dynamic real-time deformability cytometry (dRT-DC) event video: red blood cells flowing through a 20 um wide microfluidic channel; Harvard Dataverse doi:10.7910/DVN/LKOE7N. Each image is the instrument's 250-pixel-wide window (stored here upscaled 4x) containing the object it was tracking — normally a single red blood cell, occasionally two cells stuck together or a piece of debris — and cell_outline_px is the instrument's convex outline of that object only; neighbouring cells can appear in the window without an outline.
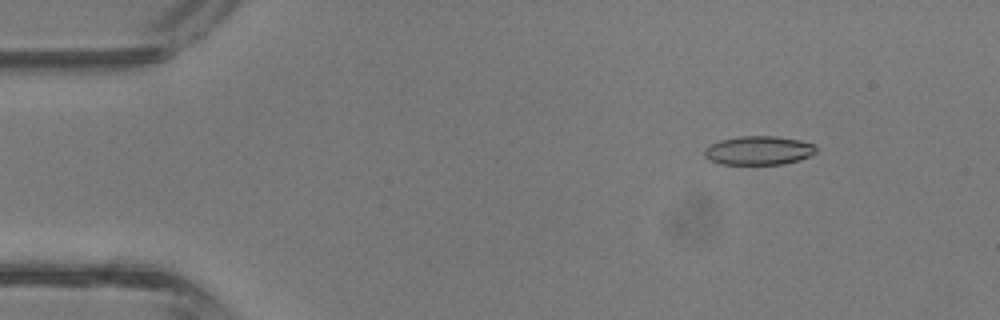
{"species": "common noctule bat (a hibernating species)", "species_latin": "Nyctalus noctula", "temperature_condition": "room temperature", "stored_images_in_passage": 41, "camera_frame_rate_fps": 3000, "um_per_image_px": 0.085, "animal": {"sex": "male", "body_mass_g": 13.3}, "frame": {"image": 1, "passage_image": 4, "time_ms": 1.0, "image_size_px": [1000, 320], "cell_outline_px": [[816, 152], [800, 160], [784, 164], [724, 164], [712, 160], [704, 156], [704, 148], [708, 144], [720, 140], [740, 136], [776, 136], [800, 140], [816, 144]], "centroid_in_image_um": [64.5, 12.78], "position_along_channel_um": 20.5, "area_um2": 18.84}}
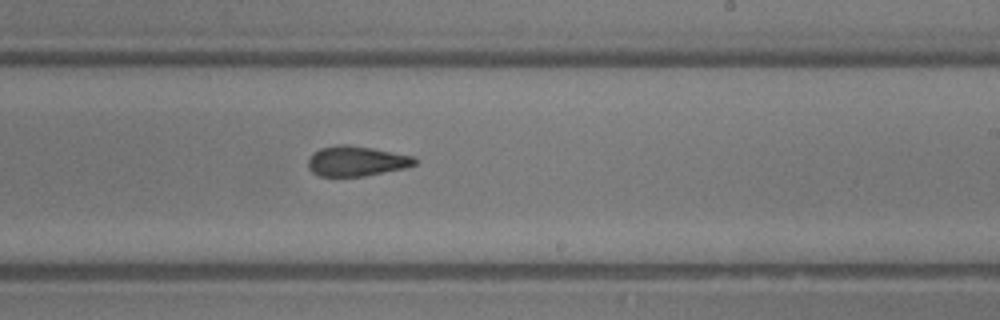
{"frame": {"image": 2, "passage_image": 24, "time_ms": 7.667, "image_size_px": [1000, 320], "cell_outline_px": [[416, 164], [408, 168], [364, 176], [320, 176], [312, 172], [308, 168], [308, 160], [312, 152], [320, 148], [336, 144], [348, 144], [372, 148], [412, 156], [416, 160]], "centroid_in_image_um": [30.27, 13.69], "position_along_channel_um": 258.7, "area_um2": 18.84}}
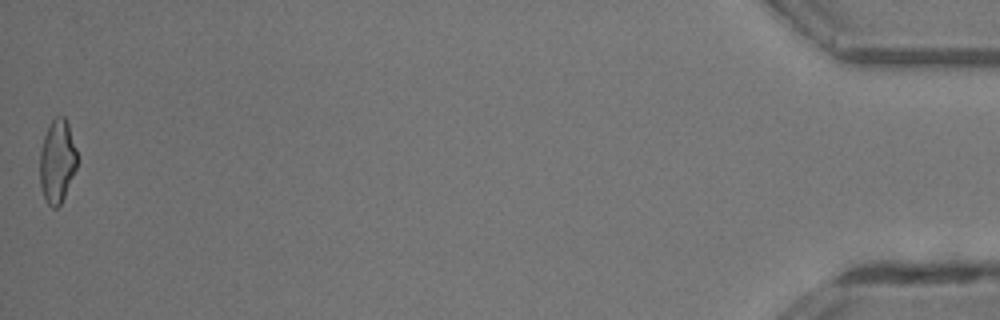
{"frame": {"image": 3, "passage_image": 41, "time_ms": 13.333, "image_size_px": [1000, 320], "cell_outline_px": [[76, 168], [64, 196], [60, 204], [56, 208], [52, 208], [48, 204], [44, 196], [40, 184], [40, 152], [44, 136], [48, 124], [56, 116], [64, 116], [68, 124], [76, 148]], "centroid_in_image_um": [4.85, 13.68], "position_along_channel_um": 430.4, "area_um2": 17.86}, "authors_computed_cell_mechanics": {"area_um2": 18.7272, "velocity_mm_per_s": 4.8459, "shape_relaxation_time_tau1_ms": 10.1724, "shape_relaxation_time_tau2_ms": 1.4547, "deformation_change_tau1": 0.285, "deformation_change_tau2": 0.0995}}